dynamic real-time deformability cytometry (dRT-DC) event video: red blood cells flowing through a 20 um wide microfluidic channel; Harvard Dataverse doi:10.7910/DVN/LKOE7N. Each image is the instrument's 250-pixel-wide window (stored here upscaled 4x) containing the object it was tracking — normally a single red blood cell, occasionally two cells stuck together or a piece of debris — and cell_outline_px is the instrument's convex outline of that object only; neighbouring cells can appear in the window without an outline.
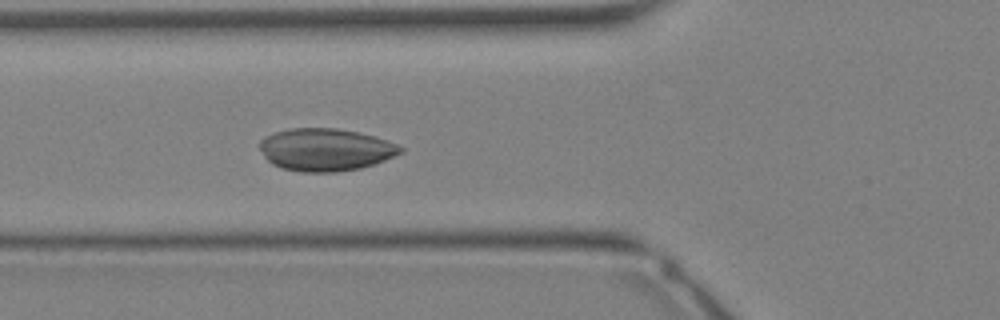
{"species": "Egyptian fruit bat (a non-hibernating species)", "species_latin": "Rousettus aegyptiacus", "temperature_condition": "warm", "stored_images_in_passage": 34, "camera_frame_rate_fps": 3000, "um_per_image_px": 0.085, "animal": {"sex": "female"}, "frame": {"image": 1, "passage_image": 13, "time_ms": 4.0, "image_size_px": [1000, 320], "cell_outline_px": [[404, 152], [376, 164], [360, 168], [336, 172], [300, 172], [280, 168], [272, 164], [264, 156], [260, 148], [260, 140], [276, 132], [288, 128], [336, 128], [360, 132], [396, 144], [404, 148]], "centroid_in_image_um": [27.68, 12.73], "position_along_channel_um": 98.1, "area_um2": 34.91}}
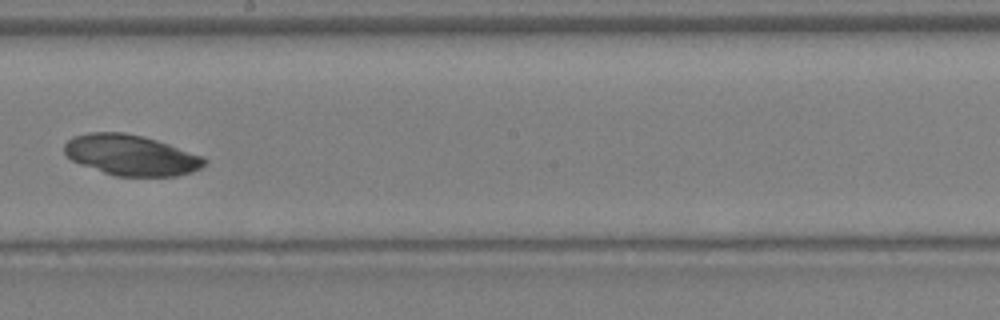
{"frame": {"image": 2, "passage_image": 20, "time_ms": 6.333, "image_size_px": [1000, 320], "cell_outline_px": [[208, 160], [200, 168], [192, 172], [176, 176], [116, 176], [80, 164], [72, 160], [64, 152], [64, 144], [72, 136], [88, 132], [124, 132], [144, 136], [204, 156]], "centroid_in_image_um": [11.14, 13.18], "position_along_channel_um": 237.1, "area_um2": 33.18}}
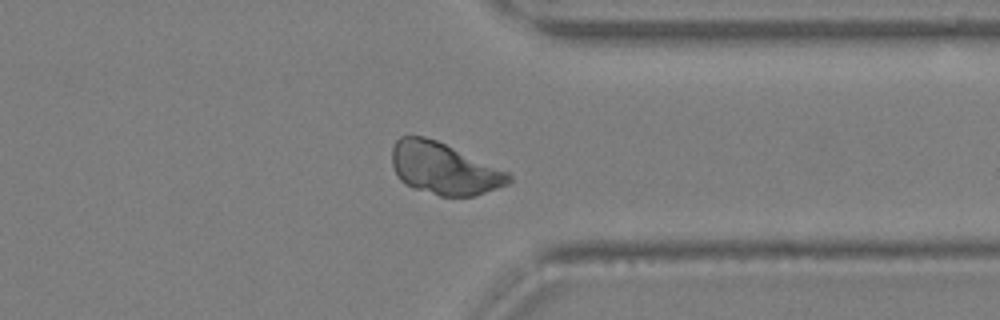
{"frame": {"image": 3, "passage_image": 27, "time_ms": 8.667, "image_size_px": [1000, 320], "cell_outline_px": [[512, 180], [508, 184], [472, 196], [440, 196], [404, 184], [396, 176], [392, 164], [392, 148], [396, 140], [400, 136], [424, 136], [436, 140], [508, 172], [512, 176]], "centroid_in_image_um": [37.7, 14.32], "position_along_channel_um": 373.7, "area_um2": 34.85}}